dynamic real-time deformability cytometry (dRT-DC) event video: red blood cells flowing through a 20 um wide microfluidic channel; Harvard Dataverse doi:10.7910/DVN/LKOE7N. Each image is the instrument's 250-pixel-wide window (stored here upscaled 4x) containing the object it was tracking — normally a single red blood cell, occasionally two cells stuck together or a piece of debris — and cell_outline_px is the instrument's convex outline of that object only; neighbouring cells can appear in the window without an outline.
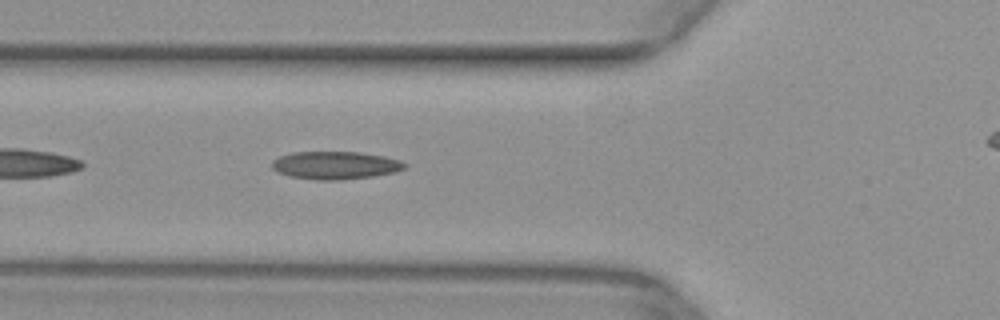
{"species": "common noctule bat (a hibernating species)", "species_latin": "Nyctalus noctula", "temperature_condition": "warm", "stored_images_in_passage": 30, "camera_frame_rate_fps": 3000, "um_per_image_px": 0.085, "animal": {"sex": "female", "body_mass_g": 29.2, "forearm_length_mm": 56.3}, "frame": {"image": 1, "passage_image": 4, "time_ms": 1.0, "image_size_px": [1000, 320], "cell_outline_px": [[408, 164], [404, 168], [396, 172], [372, 176], [340, 180], [316, 180], [288, 176], [272, 168], [272, 160], [280, 156], [292, 152], [360, 152], [384, 156], [400, 160]], "centroid_in_image_um": [28.51, 14.05], "position_along_channel_um": 97.3, "area_um2": 21.56}}
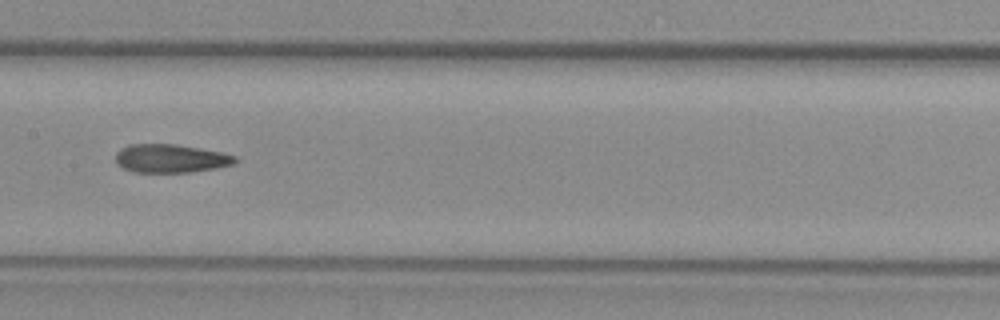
{"frame": {"image": 2, "passage_image": 11, "time_ms": 3.333, "image_size_px": [1000, 320], "cell_outline_px": [[236, 160], [232, 164], [216, 168], [192, 172], [132, 172], [116, 164], [116, 152], [132, 144], [176, 144], [220, 152], [236, 156]], "centroid_in_image_um": [14.49, 13.47], "position_along_channel_um": 192.9, "area_um2": 19.59}}
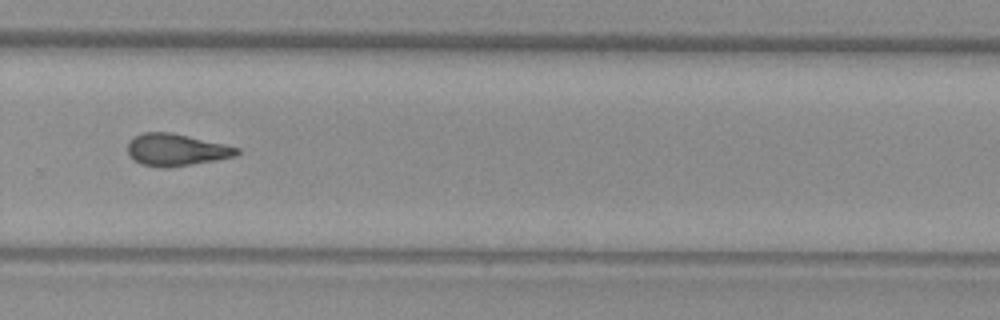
{"frame": {"image": 3, "passage_image": 20, "time_ms": 6.333, "image_size_px": [1000, 320], "cell_outline_px": [[240, 152], [236, 156], [216, 160], [168, 168], [164, 168], [140, 164], [132, 160], [128, 156], [128, 144], [136, 136], [144, 132], [172, 132], [224, 144], [240, 148]], "centroid_in_image_um": [14.97, 12.74], "position_along_channel_um": 314.8, "area_um2": 20.46}}